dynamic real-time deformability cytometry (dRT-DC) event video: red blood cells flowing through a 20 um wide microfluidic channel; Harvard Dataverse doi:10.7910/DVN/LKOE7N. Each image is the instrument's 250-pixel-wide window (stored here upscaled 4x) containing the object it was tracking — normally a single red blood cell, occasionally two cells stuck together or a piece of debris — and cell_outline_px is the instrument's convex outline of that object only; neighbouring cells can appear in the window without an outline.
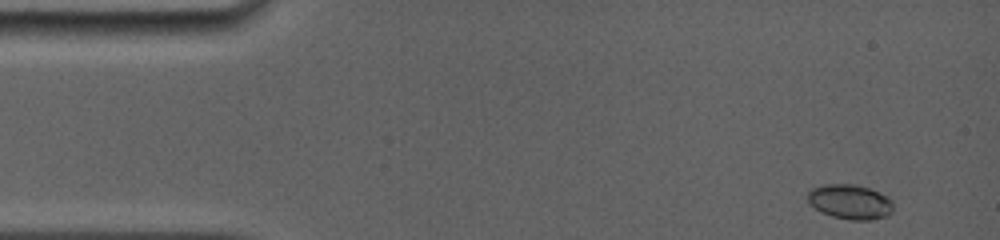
{"species": "common noctule bat (a hibernating species)", "species_latin": "Nyctalus noctula", "temperature_condition": "room temperature", "stored_images_in_passage": 19, "camera_frame_rate_fps": 5000, "um_per_image_px": 0.085, "animal": {"sex": "female", "body_mass_g": 19.0, "forearm_length_mm": 56.7}, "frame": {"image": 1, "passage_image": 1, "time_ms": 0.0, "image_size_px": [1000, 240], "cell_outline_px": [[892, 212], [888, 216], [872, 220], [848, 220], [832, 216], [820, 212], [808, 204], [808, 192], [812, 188], [824, 184], [856, 184], [868, 188], [888, 196], [892, 200]], "centroid_in_image_um": [72.25, 17.16], "position_along_channel_um": 12.8, "area_um2": 17.57}}
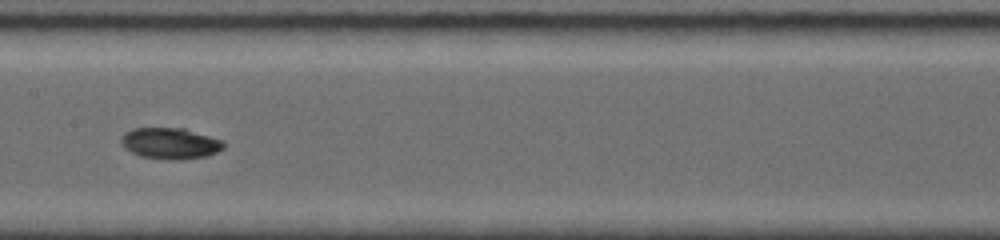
{"frame": {"image": 2, "passage_image": 11, "time_ms": 7.2, "image_size_px": [1000, 240], "cell_outline_px": [[224, 148], [216, 152], [204, 156], [180, 160], [172, 160], [140, 156], [132, 152], [120, 140], [124, 132], [132, 128], [184, 128], [220, 140], [224, 144]], "centroid_in_image_um": [14.45, 12.18], "position_along_channel_um": 193.0, "area_um2": 18.26}}
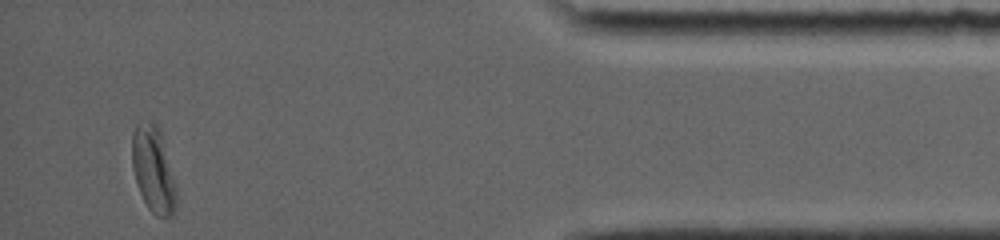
{"frame": {"image": 3, "passage_image": 19, "time_ms": 14.2, "image_size_px": [1000, 240], "cell_outline_px": [[176, 204], [172, 212], [164, 220], [156, 216], [148, 208], [140, 192], [132, 168], [132, 132], [136, 124], [148, 120], [152, 120], [160, 128], [176, 184]], "centroid_in_image_um": [13.03, 14.38], "position_along_channel_um": 422.2, "area_um2": 22.37}, "authors_computed_cell_mechanics": {"area_um2": 17.5712, "velocity_mm_per_s": 3.9014, "shape_relaxation_time_tau1_ms": 2.992, "shape_relaxation_time_tau2_ms": 5.6522, "deformation_change_tau1": 0.0818, "deformation_change_tau2": 0.0881}}